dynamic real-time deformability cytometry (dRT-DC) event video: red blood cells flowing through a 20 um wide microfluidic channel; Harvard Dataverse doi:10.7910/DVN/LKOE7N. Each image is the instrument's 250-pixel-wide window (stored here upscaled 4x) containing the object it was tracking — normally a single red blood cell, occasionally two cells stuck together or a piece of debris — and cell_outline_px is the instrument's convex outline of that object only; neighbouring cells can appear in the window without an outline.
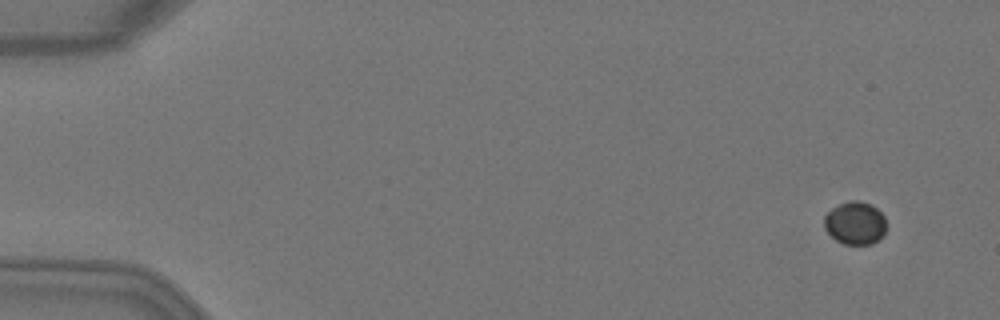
{"species": "Egyptian fruit bat (a non-hibernating species)", "species_latin": "Rousettus aegyptiacus", "temperature_condition": "warm", "stored_images_in_passage": 3, "camera_frame_rate_fps": 3000, "um_per_image_px": 0.085, "animal": {"sex": "female"}, "frame": {"image": 1, "passage_image": 1, "time_ms": 0.0, "image_size_px": [1000, 320], "cell_outline_px": [[884, 232], [872, 244], [844, 244], [836, 240], [824, 228], [824, 216], [832, 208], [848, 200], [860, 200], [872, 204], [884, 216]], "centroid_in_image_um": [72.66, 18.93], "position_along_channel_um": 12.3, "area_um2": 15.37}}